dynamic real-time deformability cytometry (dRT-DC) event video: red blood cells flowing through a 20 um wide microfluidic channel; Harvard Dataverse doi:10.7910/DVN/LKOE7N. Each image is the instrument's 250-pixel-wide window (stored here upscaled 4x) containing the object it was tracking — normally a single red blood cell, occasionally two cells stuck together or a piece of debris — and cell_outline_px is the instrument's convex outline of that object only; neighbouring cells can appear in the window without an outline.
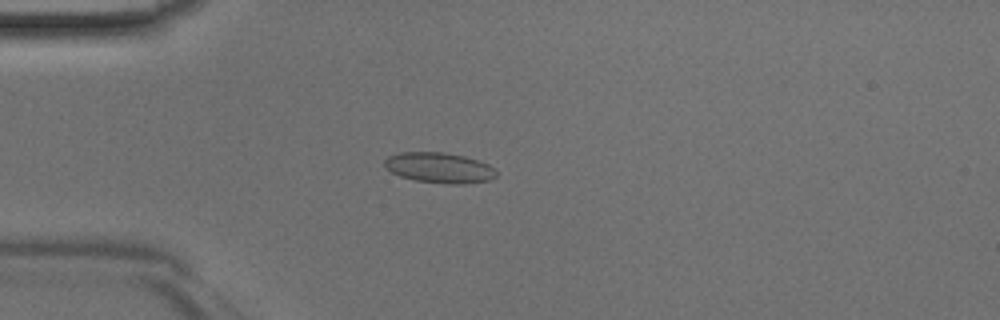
{"species": "Egyptian fruit bat (a non-hibernating species)", "species_latin": "Rousettus aegyptiacus", "temperature_condition": "room temperature", "stored_images_in_passage": 47, "camera_frame_rate_fps": 3000, "um_per_image_px": 0.085, "animal": {"sex": "male"}, "frame": {"image": 1, "passage_image": 13, "time_ms": 4.0, "image_size_px": [1000, 320], "cell_outline_px": [[496, 176], [488, 180], [464, 184], [448, 184], [416, 180], [400, 176], [384, 168], [384, 160], [388, 156], [400, 152], [444, 152], [464, 156], [488, 164], [496, 172]], "centroid_in_image_um": [37.3, 14.25], "position_along_channel_um": 47.7, "area_um2": 19.71}}
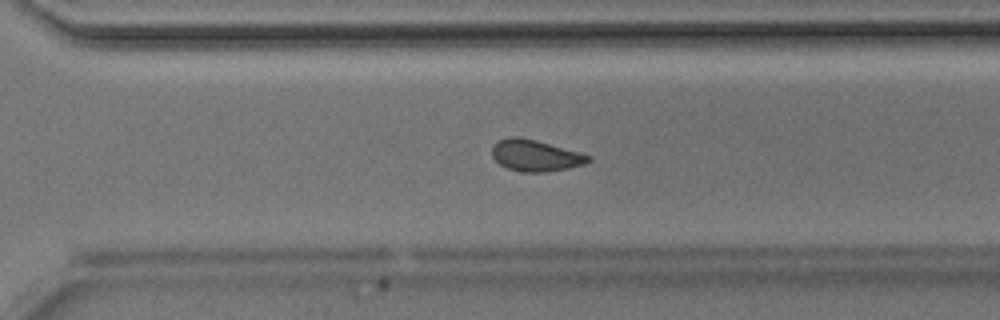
{"frame": {"image": 2, "passage_image": 33, "time_ms": 10.667, "image_size_px": [1000, 320], "cell_outline_px": [[592, 160], [584, 164], [568, 168], [544, 172], [520, 172], [508, 168], [500, 164], [492, 156], [492, 148], [500, 140], [508, 136], [516, 136], [536, 140], [580, 152], [592, 156]], "centroid_in_image_um": [45.54, 13.22], "position_along_channel_um": 325.1, "area_um2": 17.57}}
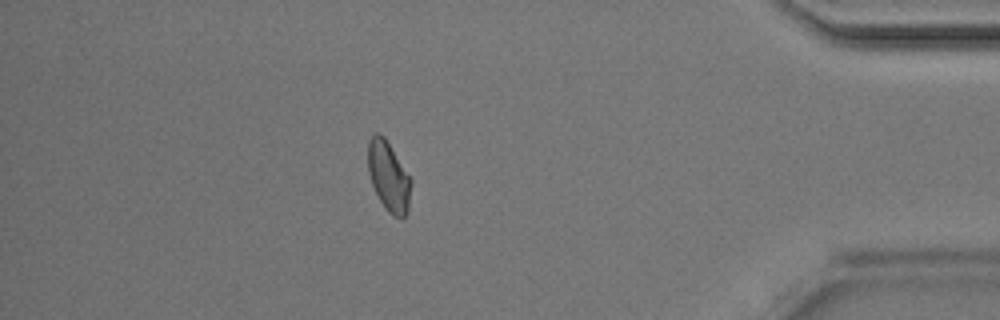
{"frame": {"image": 3, "passage_image": 41, "time_ms": 13.333, "image_size_px": [1000, 320], "cell_outline_px": [[412, 184], [408, 212], [404, 216], [392, 216], [388, 212], [380, 200], [372, 184], [368, 172], [368, 140], [376, 132], [380, 132], [384, 136], [412, 180]], "centroid_in_image_um": [33.04, 14.98], "position_along_channel_um": 402.2, "area_um2": 17.46}}